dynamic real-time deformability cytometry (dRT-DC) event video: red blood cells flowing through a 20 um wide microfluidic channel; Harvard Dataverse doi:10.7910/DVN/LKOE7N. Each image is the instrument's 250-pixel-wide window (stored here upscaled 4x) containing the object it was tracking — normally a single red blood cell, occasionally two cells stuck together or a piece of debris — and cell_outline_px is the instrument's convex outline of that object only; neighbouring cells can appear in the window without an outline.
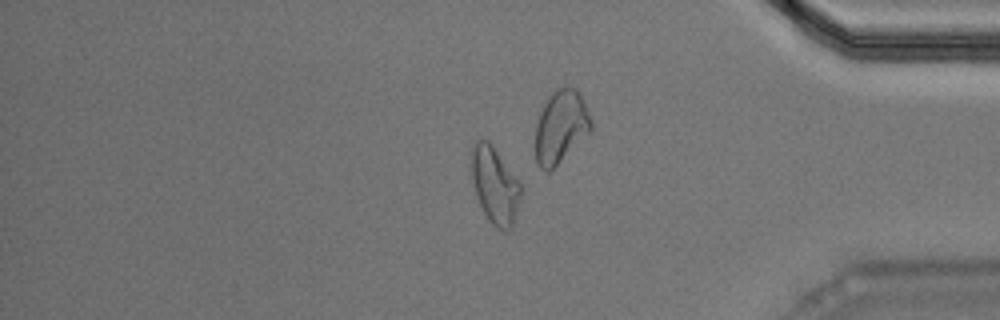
{"species": "Egyptian fruit bat (a non-hibernating species)", "species_latin": "Rousettus aegyptiacus", "temperature_condition": "warm", "stored_images_in_passage": 31, "camera_frame_rate_fps": 3000, "um_per_image_px": 0.085, "animal": {"sex": "male"}, "frame": {"image": 1, "passage_image": 27, "time_ms": 8.667, "image_size_px": [1000, 320], "cell_outline_px": [[520, 196], [512, 228], [508, 232], [504, 232], [496, 228], [488, 220], [480, 204], [468, 172], [468, 156], [472, 144], [476, 140], [488, 140], [492, 144], [520, 180]], "centroid_in_image_um": [42.0, 15.69], "position_along_channel_um": 393.2, "area_um2": 22.95}}